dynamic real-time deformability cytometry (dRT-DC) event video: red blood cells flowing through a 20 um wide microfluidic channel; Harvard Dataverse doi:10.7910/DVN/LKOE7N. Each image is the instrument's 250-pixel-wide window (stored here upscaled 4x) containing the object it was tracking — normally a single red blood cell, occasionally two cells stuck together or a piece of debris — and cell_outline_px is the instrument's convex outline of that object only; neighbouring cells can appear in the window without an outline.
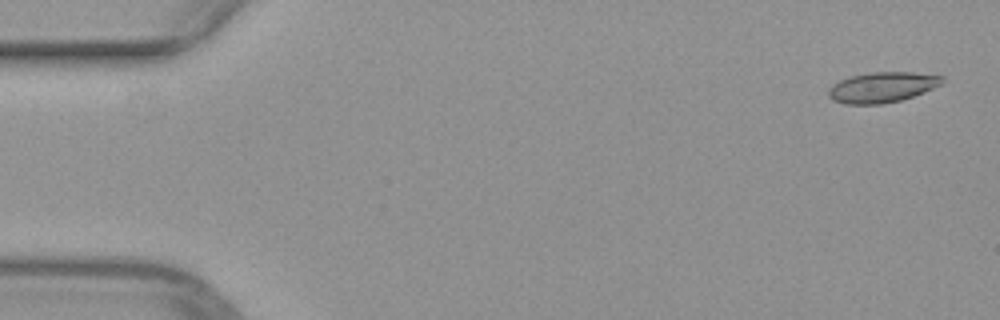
{"species": "common noctule bat (a hibernating species)", "species_latin": "Nyctalus noctula", "temperature_condition": "warm", "stored_images_in_passage": 51, "camera_frame_rate_fps": 3000, "um_per_image_px": 0.085, "animal": {"sex": "female", "body_mass_g": 29.2, "forearm_length_mm": 56.3}, "frame": {"image": 1, "passage_image": 2, "time_ms": 0.333, "image_size_px": [1000, 320], "cell_outline_px": [[944, 80], [940, 84], [924, 92], [900, 100], [880, 104], [844, 104], [832, 100], [828, 96], [828, 88], [832, 84], [840, 80], [852, 76], [872, 72], [912, 72], [944, 76]], "centroid_in_image_um": [74.95, 7.42], "position_along_channel_um": 10.1, "area_um2": 20.06}}
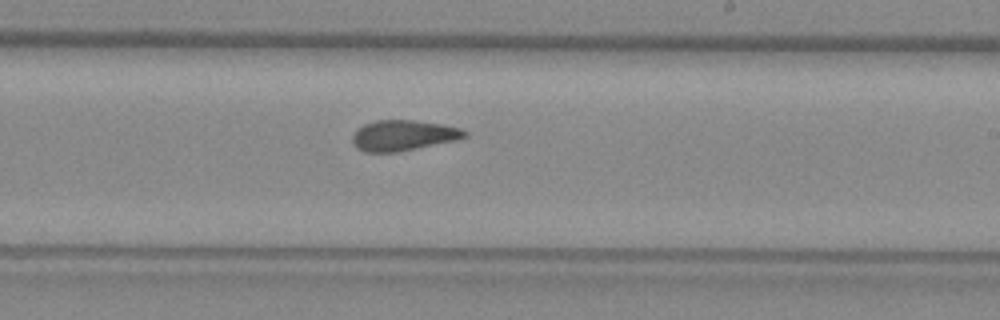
{"frame": {"image": 2, "passage_image": 30, "time_ms": 9.667, "image_size_px": [1000, 320], "cell_outline_px": [[468, 136], [456, 140], [396, 152], [364, 152], [356, 148], [352, 144], [352, 136], [356, 128], [364, 124], [376, 120], [412, 120], [444, 124], [460, 128], [468, 132]], "centroid_in_image_um": [34.25, 11.5], "position_along_channel_um": 254.8, "area_um2": 20.11}}
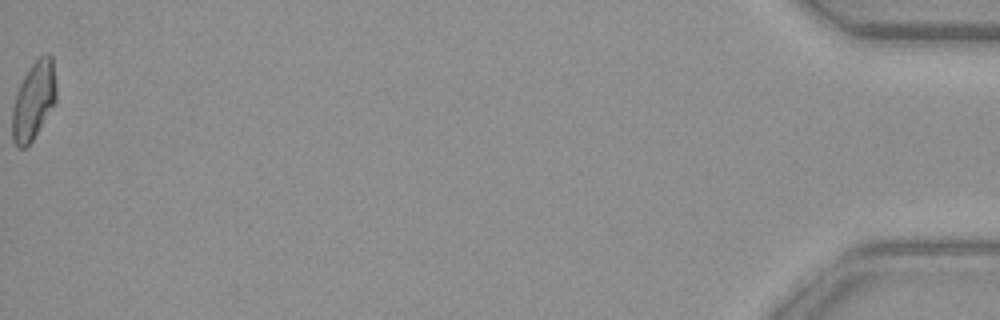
{"frame": {"image": 3, "passage_image": 51, "time_ms": 16.667, "image_size_px": [1000, 320], "cell_outline_px": [[56, 100], [32, 140], [24, 148], [16, 148], [12, 140], [12, 108], [20, 84], [24, 76], [32, 64], [44, 52], [48, 52], [52, 56], [56, 88]], "centroid_in_image_um": [2.85, 8.54], "position_along_channel_um": 432.4, "area_um2": 19.77}}